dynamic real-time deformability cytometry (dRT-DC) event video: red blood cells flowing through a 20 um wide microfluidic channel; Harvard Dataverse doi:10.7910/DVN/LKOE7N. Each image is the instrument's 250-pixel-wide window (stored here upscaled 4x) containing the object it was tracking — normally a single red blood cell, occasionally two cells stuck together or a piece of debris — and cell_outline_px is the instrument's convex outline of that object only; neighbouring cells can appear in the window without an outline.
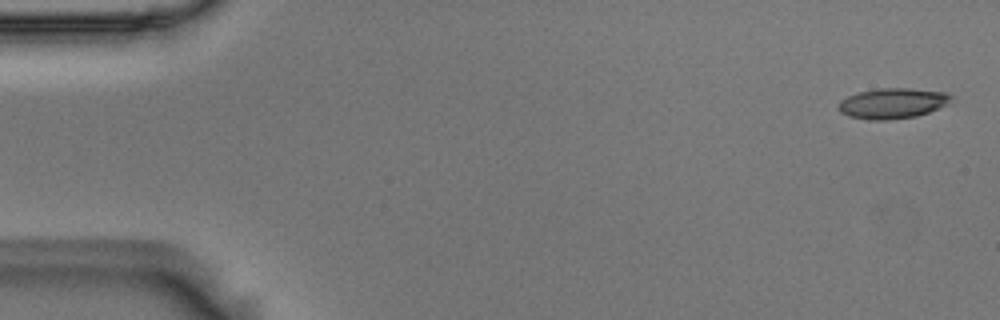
{"species": "Egyptian fruit bat (a non-hibernating species)", "species_latin": "Rousettus aegyptiacus", "temperature_condition": "room temperature", "stored_images_in_passage": 3, "camera_frame_rate_fps": 3000, "um_per_image_px": 0.085, "animal": {"sex": "male"}, "frame": {"image": 1, "passage_image": 1, "time_ms": 0.0, "image_size_px": [1000, 320], "cell_outline_px": [[952, 96], [944, 104], [928, 112], [916, 116], [888, 120], [868, 120], [848, 116], [840, 112], [840, 100], [848, 96], [860, 92], [880, 88], [908, 88], [948, 92]], "centroid_in_image_um": [75.83, 8.78], "position_along_channel_um": 9.2, "area_um2": 19.65}}